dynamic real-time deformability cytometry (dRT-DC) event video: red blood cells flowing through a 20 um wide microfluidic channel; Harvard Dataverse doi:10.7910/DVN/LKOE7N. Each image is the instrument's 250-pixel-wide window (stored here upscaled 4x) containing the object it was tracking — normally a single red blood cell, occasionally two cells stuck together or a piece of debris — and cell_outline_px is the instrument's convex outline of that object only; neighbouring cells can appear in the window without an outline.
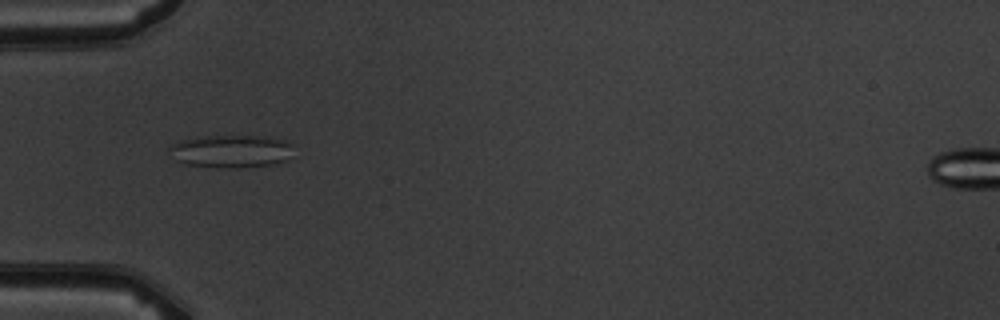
{"species": "common noctule bat (a hibernating species)", "species_latin": "Nyctalus noctula", "temperature_condition": "warm", "stored_images_in_passage": 6, "camera_frame_rate_fps": 3000, "um_per_image_px": 0.085, "animal": {"sex": "male", "body_mass_g": 19.5, "forearm_length_mm": 54.6}, "frame": {"image": 1, "passage_image": 2, "time_ms": 1.333, "image_size_px": [1000, 320], "cell_outline_px": [[292, 144], [284, 160], [272, 164], [236, 168], [216, 168], [184, 164], [176, 160], [168, 148], [172, 144], [180, 140], [196, 136], [264, 136], [284, 140]], "centroid_in_image_um": [19.55, 12.85], "position_along_channel_um": 65.5, "area_um2": 23.58}}
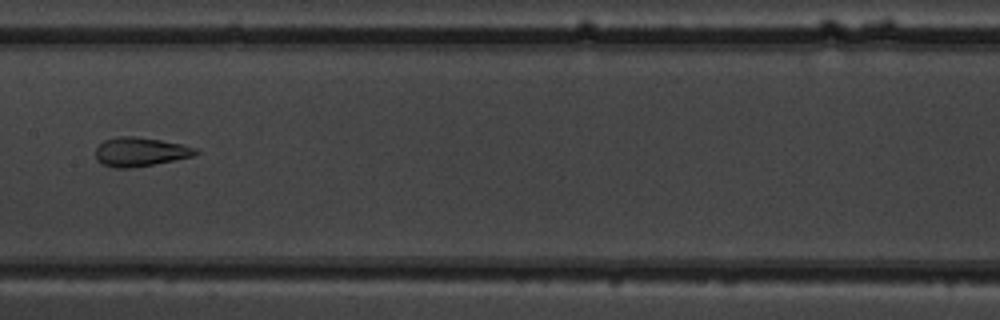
{"frame": {"image": 2, "passage_image": 5, "time_ms": 4.667, "image_size_px": [1000, 320], "cell_outline_px": [[200, 152], [196, 156], [152, 164], [128, 168], [116, 168], [104, 164], [96, 160], [96, 148], [104, 140], [120, 136], [136, 136], [184, 144], [196, 148]], "centroid_in_image_um": [11.96, 12.89], "position_along_channel_um": 195.4, "area_um2": 16.88}}
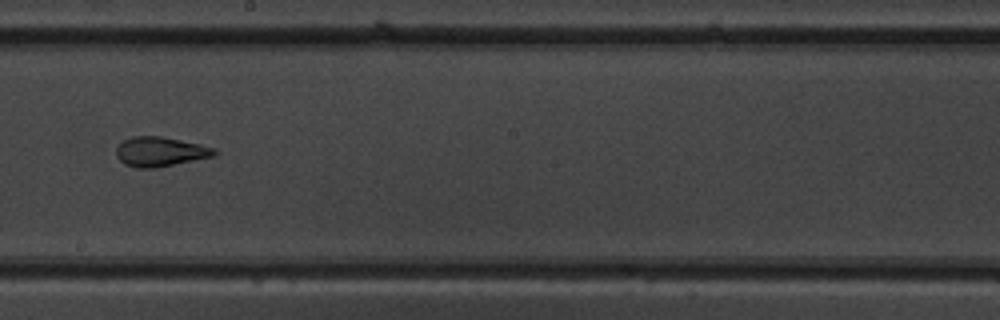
{"frame": {"image": 3, "passage_image": 6, "time_ms": 5.667, "image_size_px": [1000, 320], "cell_outline_px": [[220, 152], [212, 156], [156, 168], [136, 168], [124, 164], [116, 156], [116, 148], [124, 140], [132, 136], [160, 136], [200, 144], [216, 148]], "centroid_in_image_um": [13.61, 12.89], "position_along_channel_um": 234.6, "area_um2": 16.88}}